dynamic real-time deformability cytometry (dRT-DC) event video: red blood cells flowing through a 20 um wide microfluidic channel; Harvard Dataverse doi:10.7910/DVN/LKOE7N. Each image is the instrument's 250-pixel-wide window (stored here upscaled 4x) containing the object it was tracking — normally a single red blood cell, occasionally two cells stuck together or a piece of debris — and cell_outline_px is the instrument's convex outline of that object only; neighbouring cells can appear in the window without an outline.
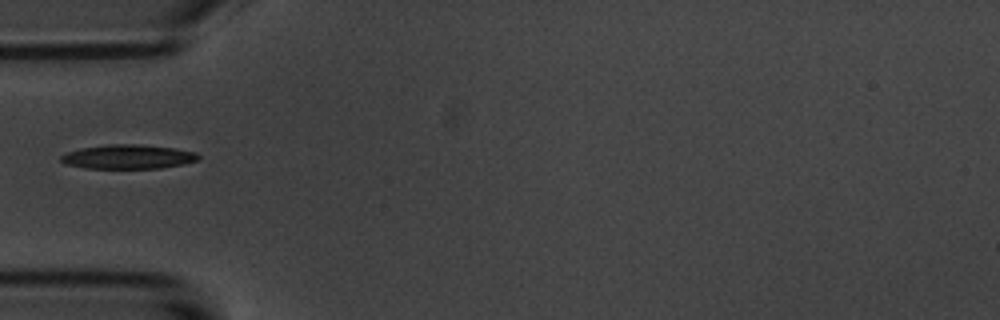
{"species": "common noctule bat (a hibernating species)", "species_latin": "Nyctalus noctula", "temperature_condition": "room temperature", "stored_images_in_passage": 39, "camera_frame_rate_fps": 3000, "um_per_image_px": 0.085, "animal": {"sex": "male", "body_mass_g": 20.1, "forearm_length_mm": 53.5}, "frame": {"image": 1, "passage_image": 1, "time_ms": 0.0, "image_size_px": [1000, 320], "cell_outline_px": [[200, 156], [196, 160], [184, 164], [160, 168], [88, 168], [64, 164], [60, 160], [60, 156], [64, 152], [80, 148], [108, 144], [140, 144], [172, 148], [196, 152]], "centroid_in_image_um": [10.83, 13.32], "position_along_channel_um": 74.2, "area_um2": 19.42}}
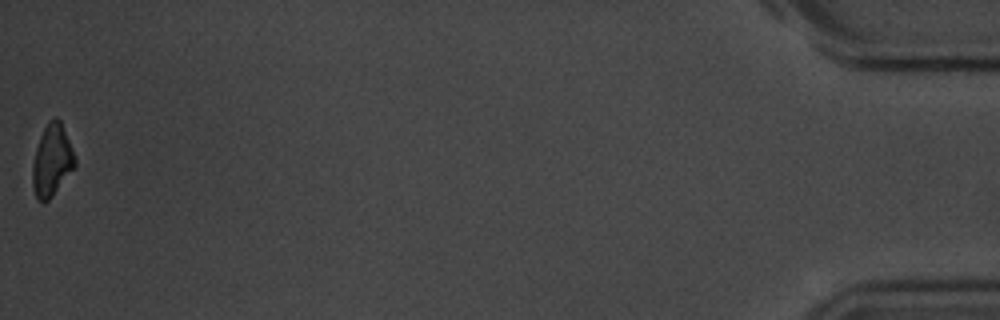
{"frame": {"image": 2, "passage_image": 39, "time_ms": 12.667, "image_size_px": [1000, 320], "cell_outline_px": [[76, 164], [52, 196], [44, 204], [36, 200], [32, 184], [32, 164], [36, 148], [40, 136], [48, 120], [56, 116], [60, 120], [76, 160]], "centroid_in_image_um": [4.37, 13.66], "position_along_channel_um": 430.8, "area_um2": 17.57}}